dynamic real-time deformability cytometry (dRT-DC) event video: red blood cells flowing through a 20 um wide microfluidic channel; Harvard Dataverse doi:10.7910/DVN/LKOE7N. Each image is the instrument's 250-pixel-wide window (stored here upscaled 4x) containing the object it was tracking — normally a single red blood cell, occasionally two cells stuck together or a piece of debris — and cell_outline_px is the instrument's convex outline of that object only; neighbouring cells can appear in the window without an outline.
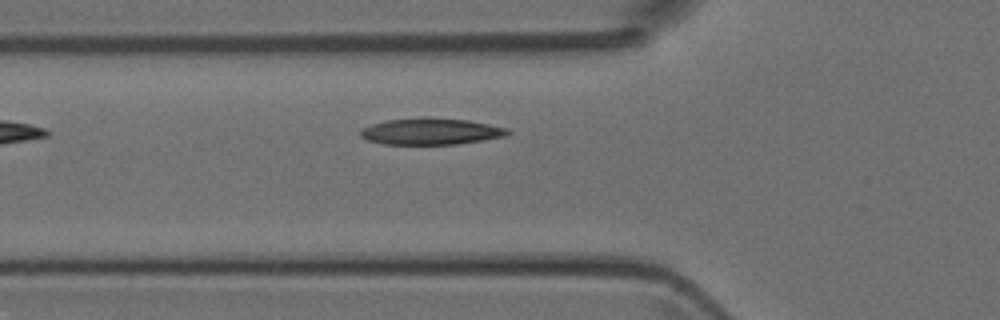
{"species": "Egyptian fruit bat (a non-hibernating species)", "species_latin": "Rousettus aegyptiacus", "temperature_condition": "room temperature", "stored_images_in_passage": 4, "camera_frame_rate_fps": 3000, "um_per_image_px": 0.085, "animal": {"sex": "female"}, "frame": {"image": 1, "passage_image": 4, "time_ms": 3.333, "image_size_px": [1000, 320], "cell_outline_px": [[512, 132], [508, 136], [456, 144], [384, 144], [368, 140], [360, 136], [360, 132], [364, 128], [372, 124], [388, 120], [424, 116], [428, 116], [468, 120], [508, 128]], "centroid_in_image_um": [36.67, 11.16], "position_along_channel_um": 89.1, "area_um2": 22.89}}